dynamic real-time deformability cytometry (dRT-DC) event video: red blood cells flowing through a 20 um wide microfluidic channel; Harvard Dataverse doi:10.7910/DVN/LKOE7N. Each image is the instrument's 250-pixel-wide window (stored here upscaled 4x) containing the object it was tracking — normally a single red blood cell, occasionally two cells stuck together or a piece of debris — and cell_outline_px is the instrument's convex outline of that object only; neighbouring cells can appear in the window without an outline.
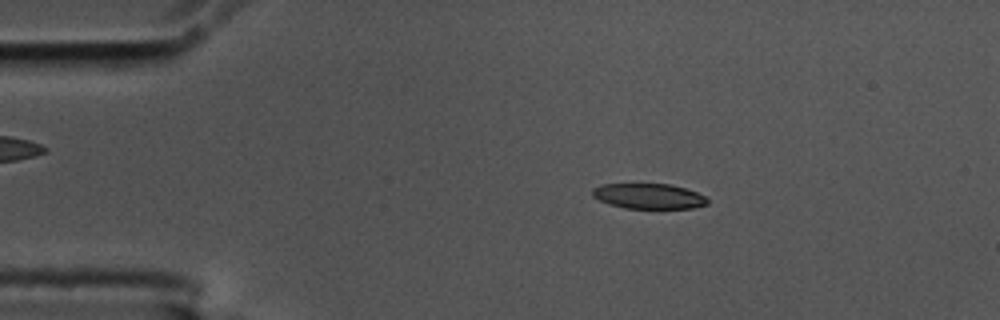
{"species": "common noctule bat (a hibernating species)", "species_latin": "Nyctalus noctula", "temperature_condition": "cold", "stored_images_in_passage": 56, "camera_frame_rate_fps": 3000, "um_per_image_px": 0.085, "animal": {"sex": "male", "body_mass_g": 17.5, "forearm_length_mm": 52.3}, "frame": {"image": 1, "passage_image": 10, "time_ms": 3.0, "image_size_px": [1000, 320], "cell_outline_px": [[708, 204], [692, 208], [624, 208], [608, 204], [592, 196], [592, 188], [600, 184], [668, 184], [684, 188], [696, 192], [704, 196], [708, 200]], "centroid_in_image_um": [55.1, 16.67], "position_along_channel_um": 29.9, "area_um2": 16.88}}
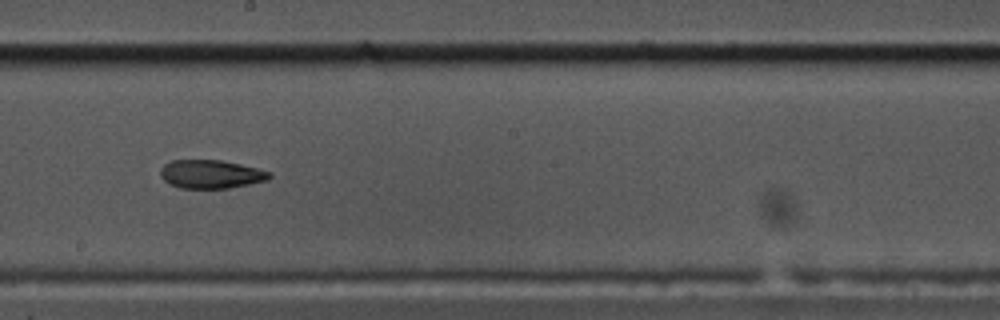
{"frame": {"image": 2, "passage_image": 31, "time_ms": 10.0, "image_size_px": [1000, 320], "cell_outline_px": [[272, 176], [268, 180], [228, 188], [180, 188], [164, 180], [160, 176], [160, 168], [164, 164], [172, 160], [220, 160], [240, 164], [272, 172]], "centroid_in_image_um": [17.93, 14.8], "position_along_channel_um": 230.3, "area_um2": 18.03}}
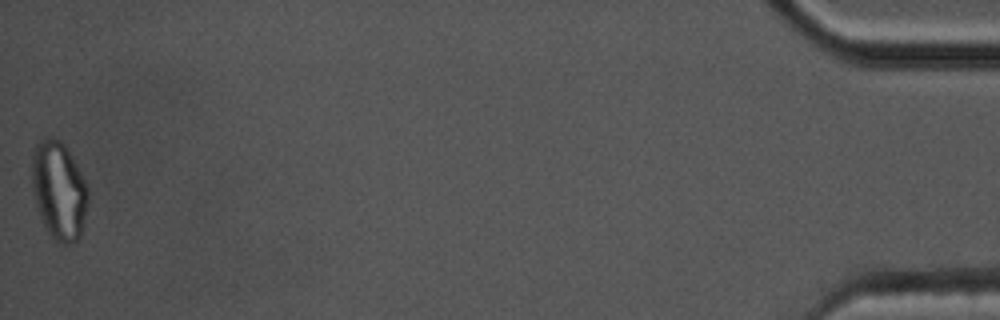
{"frame": {"image": 3, "passage_image": 56, "time_ms": 18.333, "image_size_px": [1000, 320], "cell_outline_px": [[88, 204], [80, 236], [72, 244], [64, 244], [56, 240], [48, 232], [40, 220], [32, 188], [32, 148], [40, 140], [48, 136], [52, 136], [60, 140], [64, 144], [72, 156], [88, 184]], "centroid_in_image_um": [5.0, 16.16], "position_along_channel_um": 430.2, "area_um2": 32.54}, "authors_computed_cell_mechanics": {"area_um2": 18.9873, "velocity_mm_per_s": 3.5696, "shape_relaxation_time_tau1_ms": null, "shape_relaxation_time_tau2_ms": 3.8648, "deformation_change_tau1": null, "deformation_change_tau2": 0.1079}}